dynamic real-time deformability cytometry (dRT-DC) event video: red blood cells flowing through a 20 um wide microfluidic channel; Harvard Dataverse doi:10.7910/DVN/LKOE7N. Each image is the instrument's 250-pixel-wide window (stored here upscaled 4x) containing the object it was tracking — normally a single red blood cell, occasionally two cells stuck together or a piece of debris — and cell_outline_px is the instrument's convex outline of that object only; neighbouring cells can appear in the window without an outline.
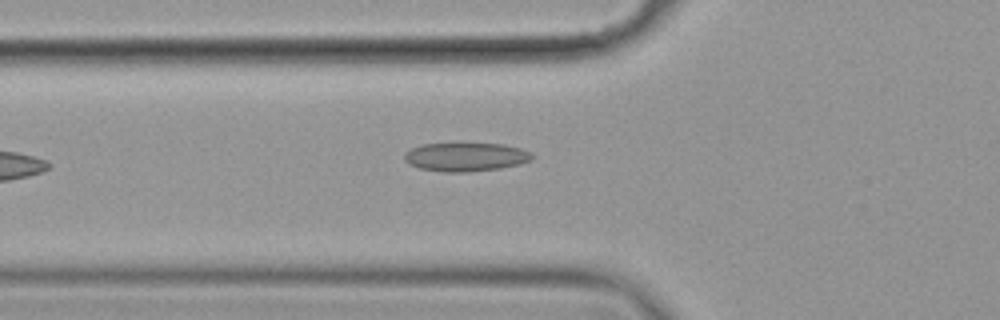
{"species": "common noctule bat (a hibernating species)", "species_latin": "Nyctalus noctula", "temperature_condition": "cold", "stored_images_in_passage": 35, "camera_frame_rate_fps": 3000, "um_per_image_px": 0.085, "animal": {"sex": "female", "body_mass_g": 19.9}, "frame": {"image": 1, "passage_image": 3, "time_ms": 0.667, "image_size_px": [1000, 320], "cell_outline_px": [[532, 160], [520, 164], [500, 168], [468, 172], [444, 172], [420, 168], [408, 164], [404, 160], [404, 152], [420, 144], [504, 144], [520, 148], [528, 152], [532, 156]], "centroid_in_image_um": [39.54, 13.35], "position_along_channel_um": 86.3, "area_um2": 21.21}}
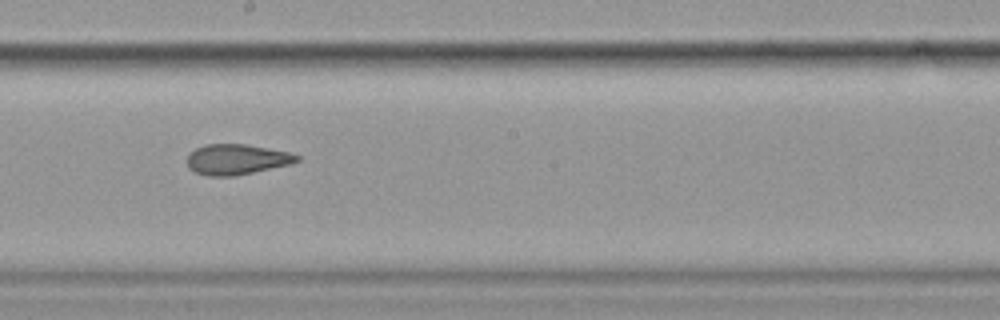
{"frame": {"image": 2, "passage_image": 15, "time_ms": 4.667, "image_size_px": [1000, 320], "cell_outline_px": [[300, 160], [292, 164], [232, 176], [208, 176], [192, 172], [188, 168], [188, 152], [204, 144], [244, 144], [288, 152], [300, 156]], "centroid_in_image_um": [20.07, 13.55], "position_along_channel_um": 228.1, "area_um2": 19.48}}
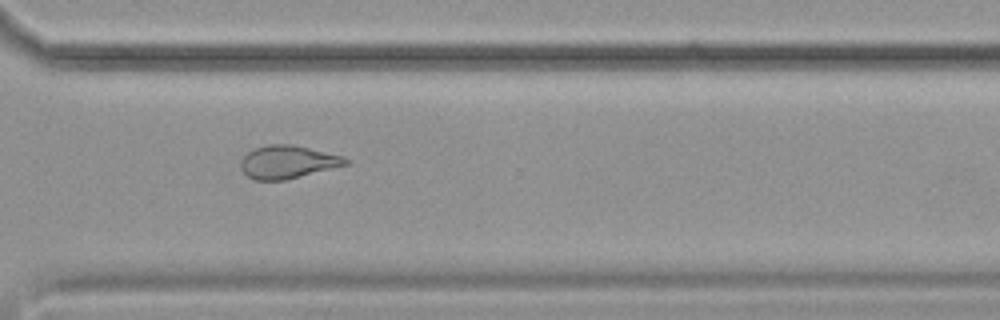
{"frame": {"image": 3, "passage_image": 25, "time_ms": 8.0, "image_size_px": [1000, 320], "cell_outline_px": [[348, 164], [284, 180], [252, 180], [240, 168], [240, 160], [248, 152], [256, 148], [268, 144], [292, 144], [344, 156], [348, 160]], "centroid_in_image_um": [24.42, 13.76], "position_along_channel_um": 346.2, "area_um2": 20.0}}